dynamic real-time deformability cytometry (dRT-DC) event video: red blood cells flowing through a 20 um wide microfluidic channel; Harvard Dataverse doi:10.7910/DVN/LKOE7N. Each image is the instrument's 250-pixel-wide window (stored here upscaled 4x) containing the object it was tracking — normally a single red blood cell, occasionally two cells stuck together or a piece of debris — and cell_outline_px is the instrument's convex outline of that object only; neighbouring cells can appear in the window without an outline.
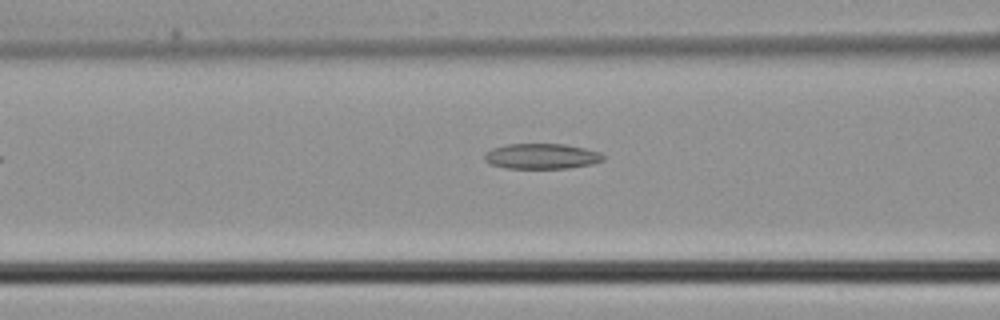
{"species": "common noctule bat (a hibernating species)", "species_latin": "Nyctalus noctula", "temperature_condition": "cold", "stored_images_in_passage": 5, "camera_frame_rate_fps": 3000, "um_per_image_px": 0.085, "animal": {"sex": "male", "body_mass_g": 21.5, "forearm_length_mm": 52.0}, "frame": {"image": 1, "passage_image": 5, "time_ms": 1.333, "image_size_px": [1000, 320], "cell_outline_px": [[604, 160], [592, 164], [568, 168], [508, 168], [492, 164], [484, 160], [484, 152], [492, 148], [504, 144], [564, 144], [584, 148], [600, 152], [604, 156]], "centroid_in_image_um": [46.03, 13.27], "position_along_channel_um": 120.6, "area_um2": 17.57}}